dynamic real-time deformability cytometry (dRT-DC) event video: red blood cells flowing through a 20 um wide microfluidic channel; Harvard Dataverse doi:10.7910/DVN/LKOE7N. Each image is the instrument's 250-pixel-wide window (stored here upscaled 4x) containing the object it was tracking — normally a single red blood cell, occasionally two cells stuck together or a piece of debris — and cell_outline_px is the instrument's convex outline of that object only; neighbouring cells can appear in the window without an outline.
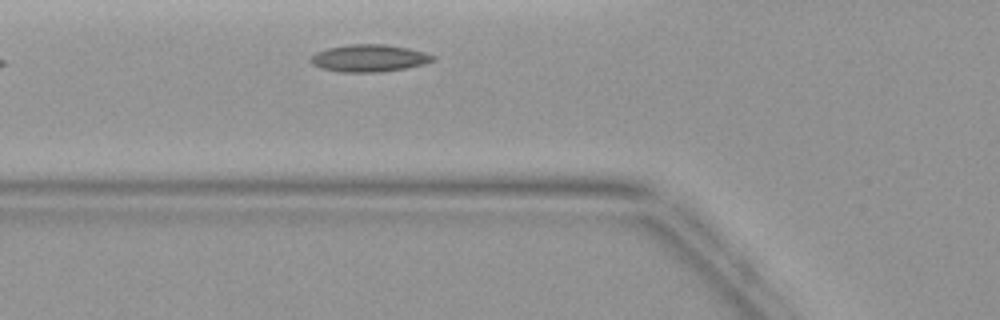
{"species": "common noctule bat (a hibernating species)", "species_latin": "Nyctalus noctula", "temperature_condition": "warm", "stored_images_in_passage": 3, "camera_frame_rate_fps": 3000, "um_per_image_px": 0.085, "animal": {"sex": "female", "body_mass_g": 19.9}, "frame": {"image": 1, "passage_image": 3, "time_ms": 2.667, "image_size_px": [1000, 320], "cell_outline_px": [[436, 60], [424, 64], [404, 68], [380, 72], [340, 72], [320, 68], [312, 64], [308, 60], [316, 52], [328, 48], [348, 44], [384, 44], [408, 48], [424, 52], [436, 56]], "centroid_in_image_um": [31.37, 4.94], "position_along_channel_um": 94.4, "area_um2": 19.48}}